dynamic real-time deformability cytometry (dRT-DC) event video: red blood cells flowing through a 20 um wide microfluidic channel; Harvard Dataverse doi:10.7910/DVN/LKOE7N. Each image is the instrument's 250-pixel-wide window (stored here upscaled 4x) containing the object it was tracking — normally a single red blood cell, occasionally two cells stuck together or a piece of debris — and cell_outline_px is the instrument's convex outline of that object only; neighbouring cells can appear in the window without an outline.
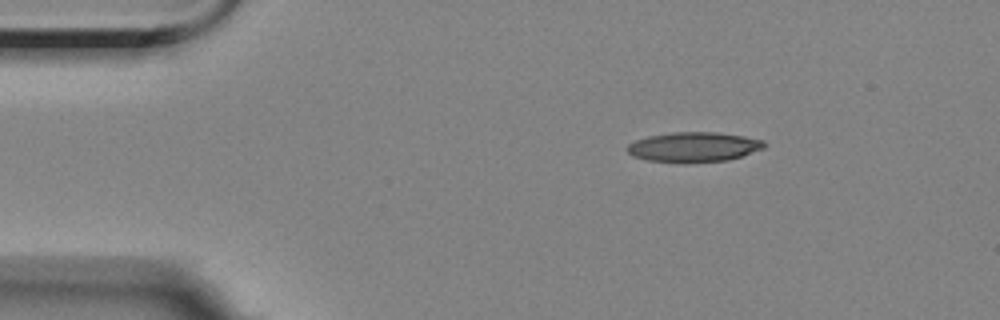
{"species": "Egyptian fruit bat (a non-hibernating species)", "species_latin": "Rousettus aegyptiacus", "temperature_condition": "room temperature", "stored_images_in_passage": 49, "camera_frame_rate_fps": 3000, "um_per_image_px": 0.085, "animal": {"sex": "female"}, "frame": {"image": 1, "passage_image": 1, "time_ms": 0.0, "image_size_px": [1000, 320], "cell_outline_px": [[768, 144], [764, 148], [728, 160], [684, 164], [680, 164], [644, 160], [632, 156], [624, 148], [628, 144], [636, 140], [648, 136], [672, 132], [716, 132], [744, 136], [764, 140]], "centroid_in_image_um": [58.93, 12.51], "position_along_channel_um": 26.1, "area_um2": 24.39}}
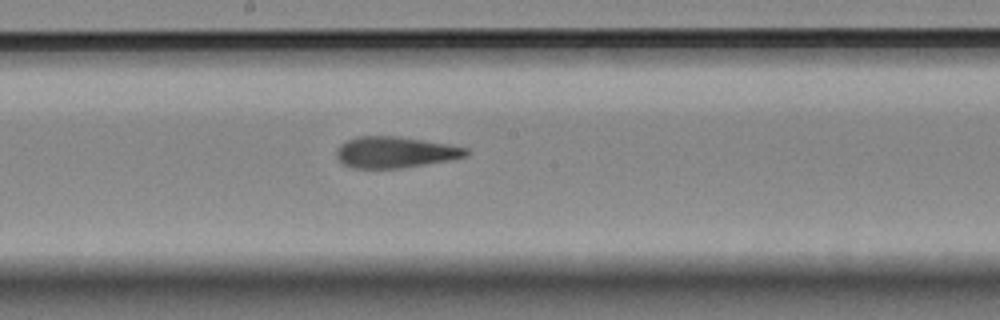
{"frame": {"image": 2, "passage_image": 22, "time_ms": 7.0, "image_size_px": [1000, 320], "cell_outline_px": [[468, 156], [448, 160], [400, 168], [352, 168], [344, 164], [336, 156], [336, 152], [340, 144], [356, 136], [396, 136], [448, 144], [468, 148]], "centroid_in_image_um": [33.57, 12.93], "position_along_channel_um": 214.6, "area_um2": 23.35}}
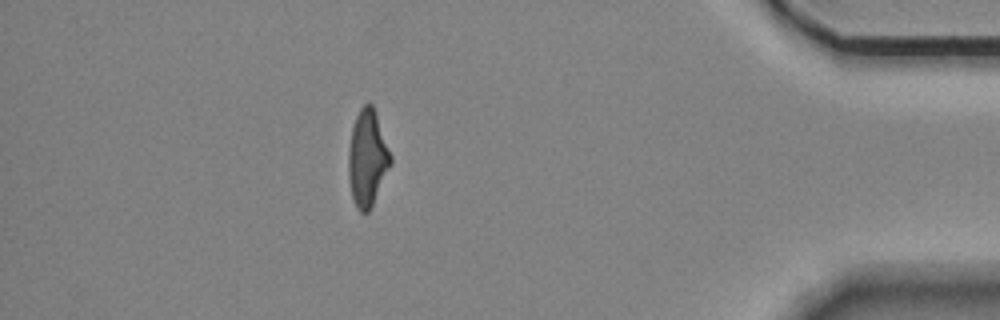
{"frame": {"image": 3, "passage_image": 42, "time_ms": 13.667, "image_size_px": [1000, 320], "cell_outline_px": [[392, 164], [368, 212], [360, 212], [356, 208], [352, 196], [348, 176], [348, 152], [352, 128], [356, 116], [360, 108], [364, 104], [372, 104], [376, 112], [392, 156]], "centroid_in_image_um": [31.23, 13.43], "position_along_channel_um": 404.0, "area_um2": 23.64}, "authors_computed_cell_mechanics": {"area_um2": 23.9292, "velocity_mm_per_s": 3.5125, "shape_relaxation_time_tau1_ms": 4.3289, "shape_relaxation_time_tau2_ms": 2.7074, "deformation_change_tau1": 0.1986, "deformation_change_tau2": 0.1381}}